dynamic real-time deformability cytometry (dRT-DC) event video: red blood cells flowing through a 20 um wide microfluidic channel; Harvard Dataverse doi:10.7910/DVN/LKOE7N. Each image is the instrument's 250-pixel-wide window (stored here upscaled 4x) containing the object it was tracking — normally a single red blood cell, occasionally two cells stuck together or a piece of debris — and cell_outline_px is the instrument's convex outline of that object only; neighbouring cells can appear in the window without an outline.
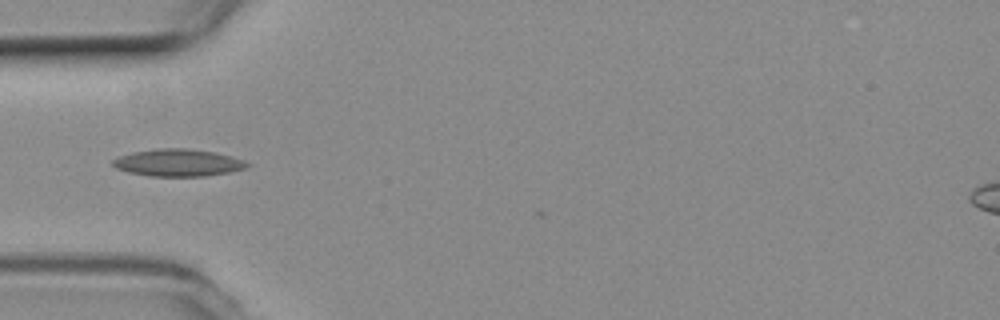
{"species": "common noctule bat (a hibernating species)", "species_latin": "Nyctalus noctula", "temperature_condition": "room temperature", "stored_images_in_passage": 5, "camera_frame_rate_fps": 3000, "um_per_image_px": 0.085, "animal": {"sex": "female", "body_mass_g": 19.3, "forearm_length_mm": 54.1}, "frame": {"image": 1, "passage_image": 2, "time_ms": 0.333, "image_size_px": [1000, 320], "cell_outline_px": [[252, 164], [244, 168], [228, 172], [204, 176], [152, 176], [128, 172], [116, 168], [112, 164], [112, 160], [120, 156], [132, 152], [156, 148], [188, 148], [216, 152], [232, 156], [244, 160]], "centroid_in_image_um": [15.14, 13.82], "position_along_channel_um": 69.9, "area_um2": 21.33}}